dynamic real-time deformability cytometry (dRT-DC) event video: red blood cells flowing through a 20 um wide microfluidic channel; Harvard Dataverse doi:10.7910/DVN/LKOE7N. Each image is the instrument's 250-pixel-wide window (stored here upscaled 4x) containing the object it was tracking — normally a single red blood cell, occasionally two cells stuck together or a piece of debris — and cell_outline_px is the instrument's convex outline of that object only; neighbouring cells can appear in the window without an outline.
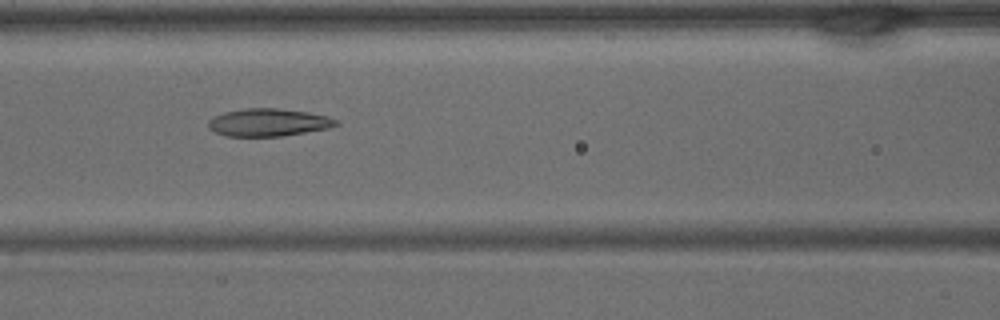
{"species": "common noctule bat (a hibernating species)", "species_latin": "Nyctalus noctula", "temperature_condition": "warm", "stored_images_in_passage": 29, "camera_frame_rate_fps": 3000, "um_per_image_px": 0.085, "animal": {"sex": "male", "body_mass_g": 15.6}, "frame": {"image": 1, "passage_image": 6, "time_ms": 1.667, "image_size_px": [1000, 320], "cell_outline_px": [[340, 124], [328, 128], [284, 136], [224, 136], [208, 128], [208, 120], [212, 116], [224, 112], [244, 108], [276, 108], [308, 112], [328, 116], [336, 120]], "centroid_in_image_um": [22.78, 10.4], "position_along_channel_um": 143.8, "area_um2": 20.69}}
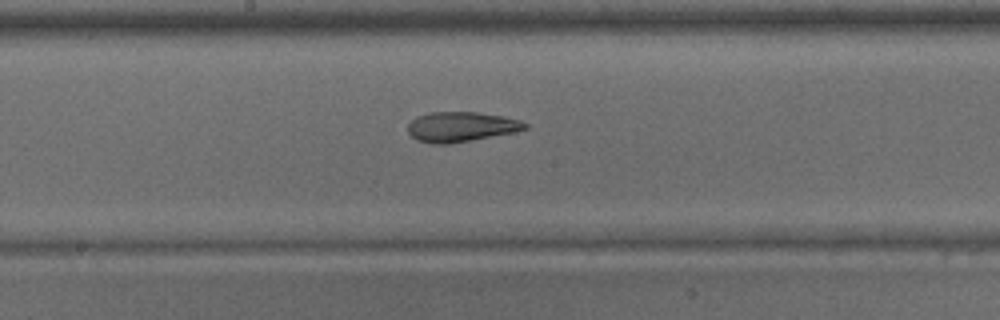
{"frame": {"image": 2, "passage_image": 10, "time_ms": 3.0, "image_size_px": [1000, 320], "cell_outline_px": [[528, 128], [512, 132], [448, 144], [432, 144], [416, 140], [408, 132], [408, 124], [416, 116], [428, 112], [476, 112], [504, 116], [520, 120], [528, 124]], "centroid_in_image_um": [39.15, 10.77], "position_along_channel_um": 209.0, "area_um2": 20.35}}
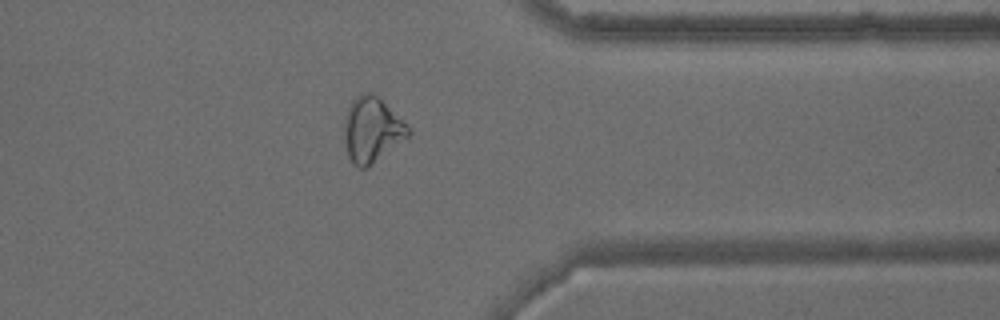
{"frame": {"image": 3, "passage_image": 21, "time_ms": 6.667, "image_size_px": [1000, 320], "cell_outline_px": [[412, 132], [408, 136], [368, 168], [360, 168], [348, 156], [344, 140], [344, 120], [348, 104], [360, 92], [372, 92]], "centroid_in_image_um": [31.54, 11.03], "position_along_channel_um": 379.9, "area_um2": 23.76}}